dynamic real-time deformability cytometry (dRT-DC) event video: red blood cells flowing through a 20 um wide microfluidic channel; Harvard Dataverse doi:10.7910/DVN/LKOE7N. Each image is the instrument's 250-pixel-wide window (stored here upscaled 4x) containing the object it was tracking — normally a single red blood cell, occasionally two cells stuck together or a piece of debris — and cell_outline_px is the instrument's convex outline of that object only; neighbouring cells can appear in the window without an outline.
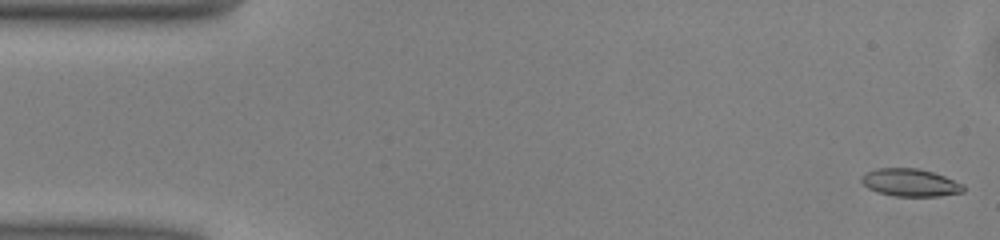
{"species": "common noctule bat (a hibernating species)", "species_latin": "Nyctalus noctula", "temperature_condition": "warm", "stored_images_in_passage": 50, "camera_frame_rate_fps": 3000, "um_per_image_px": 0.085, "animal": {"sex": "male", "body_mass_g": 13.0, "forearm_length_mm": 53.1}, "frame": {"image": 1, "passage_image": 1, "time_ms": 0.0, "image_size_px": [1000, 240], "cell_outline_px": [[964, 192], [940, 196], [896, 196], [876, 192], [868, 188], [860, 180], [860, 176], [876, 168], [916, 168], [932, 172], [944, 176], [964, 184]], "centroid_in_image_um": [77.37, 15.52], "position_along_channel_um": 7.6, "area_um2": 16.42}}
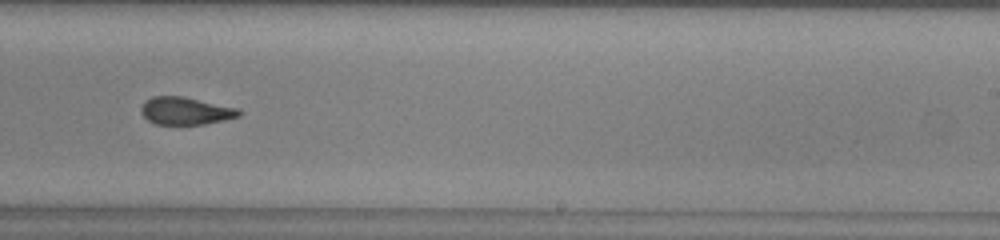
{"frame": {"image": 2, "passage_image": 30, "time_ms": 9.667, "image_size_px": [1000, 240], "cell_outline_px": [[240, 116], [224, 120], [204, 124], [152, 124], [140, 112], [140, 108], [152, 96], [184, 96], [240, 108]], "centroid_in_image_um": [15.8, 9.42], "position_along_channel_um": 273.2, "area_um2": 15.78}}
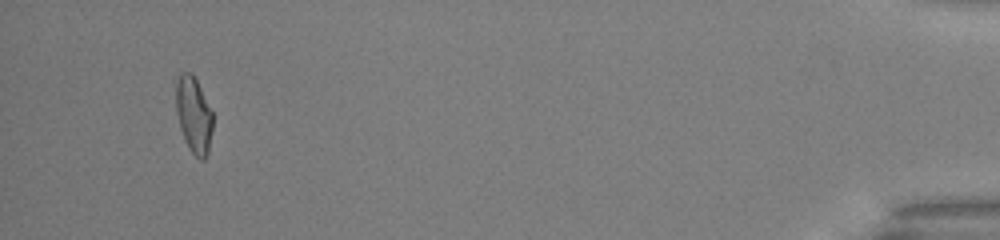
{"frame": {"image": 3, "passage_image": 47, "time_ms": 15.333, "image_size_px": [1000, 240], "cell_outline_px": [[212, 128], [208, 152], [204, 160], [200, 160], [188, 148], [184, 140], [180, 128], [176, 112], [176, 80], [180, 72], [192, 72], [212, 112]], "centroid_in_image_um": [16.44, 9.76], "position_along_channel_um": 418.8, "area_um2": 16.3}, "authors_computed_cell_mechanics": {"area_um2": 16.473, "velocity_mm_per_s": 4.0819, "shape_relaxation_time_tau1_ms": 8.216, "shape_relaxation_time_tau2_ms": 2.2193, "deformation_change_tau1": 0.2029, "deformation_change_tau2": 0.0989}}